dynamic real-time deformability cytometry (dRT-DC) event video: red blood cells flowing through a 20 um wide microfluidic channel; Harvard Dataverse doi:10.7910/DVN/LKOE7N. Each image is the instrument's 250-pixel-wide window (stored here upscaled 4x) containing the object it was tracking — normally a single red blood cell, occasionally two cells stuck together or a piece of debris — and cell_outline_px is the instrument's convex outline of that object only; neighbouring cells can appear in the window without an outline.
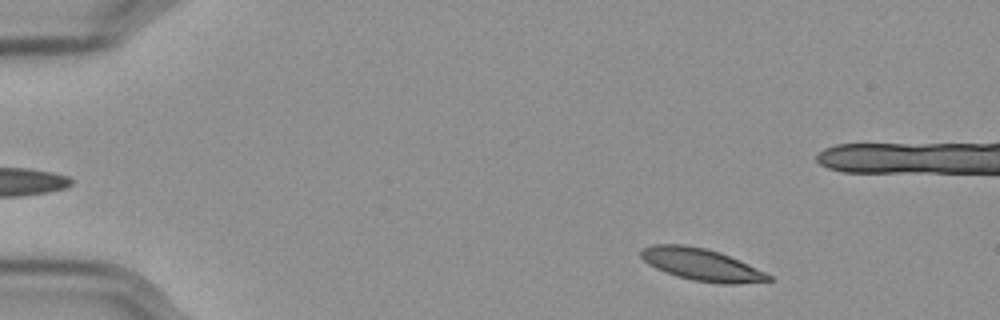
{"species": "Egyptian fruit bat (a non-hibernating species)", "species_latin": "Rousettus aegyptiacus", "temperature_condition": "cold", "stored_images_in_passage": 53, "camera_frame_rate_fps": 3000, "um_per_image_px": 0.085, "frame": {"image": 1, "passage_image": 3, "time_ms": 0.667, "image_size_px": [1000, 320], "cell_outline_px": [[772, 280], [736, 284], [720, 284], [692, 280], [676, 276], [664, 272], [648, 264], [640, 256], [640, 248], [652, 244], [684, 244], [704, 248], [720, 252], [764, 272], [772, 276]], "centroid_in_image_um": [59.56, 22.48], "position_along_channel_um": 25.4, "area_um2": 23.81}}
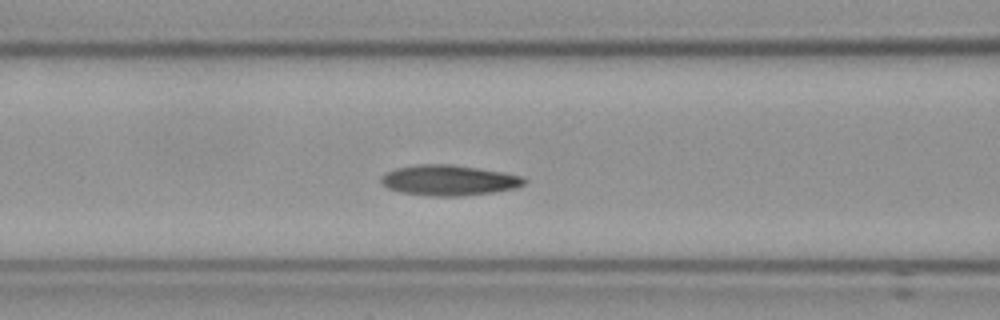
{"frame": {"image": 2, "passage_image": 19, "time_ms": 6.0, "image_size_px": [1000, 320], "cell_outline_px": [[528, 180], [524, 184], [516, 188], [492, 192], [460, 196], [432, 196], [400, 192], [388, 188], [380, 184], [380, 176], [384, 172], [396, 168], [420, 164], [452, 164], [504, 172], [524, 176]], "centroid_in_image_um": [38.14, 15.31], "position_along_channel_um": 128.5, "area_um2": 25.66}}
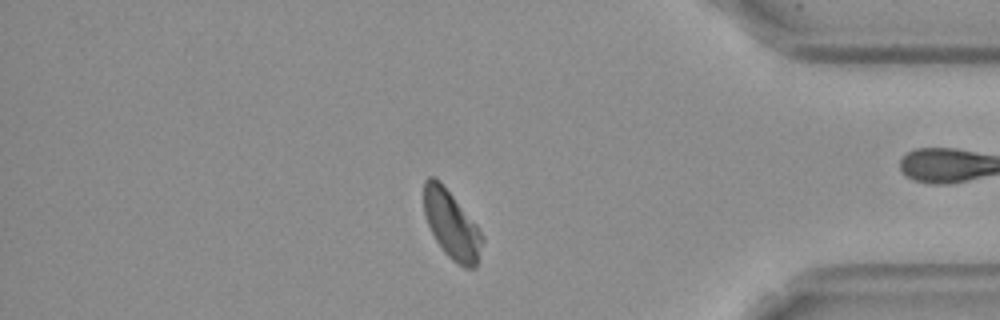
{"frame": {"image": 3, "passage_image": 44, "time_ms": 14.333, "image_size_px": [1000, 320], "cell_outline_px": [[484, 240], [476, 268], [464, 268], [452, 260], [444, 252], [436, 240], [428, 224], [424, 212], [424, 180], [428, 176], [432, 176], [440, 180], [476, 224]], "centroid_in_image_um": [38.38, 19.1], "position_along_channel_um": 396.8, "area_um2": 23.06}, "authors_computed_cell_mechanics": {"area_um2": 24.565, "velocity_mm_per_s": 3.5324, "shape_relaxation_time_tau1_ms": 5.441, "shape_relaxation_time_tau2_ms": 3.4779, "deformation_change_tau1": 0.1291, "deformation_change_tau2": 0.0983}}